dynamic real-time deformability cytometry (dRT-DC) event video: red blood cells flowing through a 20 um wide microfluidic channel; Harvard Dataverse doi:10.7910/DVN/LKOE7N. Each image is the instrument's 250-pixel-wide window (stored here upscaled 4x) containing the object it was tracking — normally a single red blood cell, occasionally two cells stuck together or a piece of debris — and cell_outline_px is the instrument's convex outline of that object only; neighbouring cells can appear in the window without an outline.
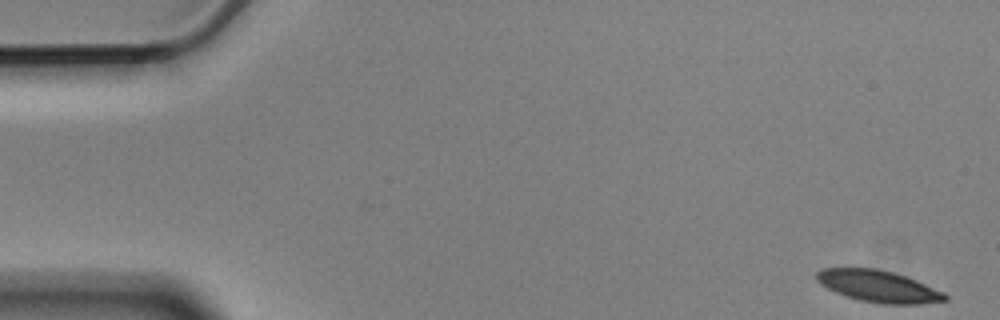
{"species": "Egyptian fruit bat (a non-hibernating species)", "species_latin": "Rousettus aegyptiacus", "temperature_condition": "cold", "stored_images_in_passage": 13, "camera_frame_rate_fps": 3000, "um_per_image_px": 0.085, "animal": {"sex": "male"}, "frame": {"image": 1, "passage_image": 1, "time_ms": 0.0, "image_size_px": [1000, 320], "cell_outline_px": [[948, 300], [920, 304], [880, 304], [860, 300], [836, 292], [820, 284], [816, 280], [816, 272], [824, 268], [876, 268], [908, 276], [944, 292], [948, 296]], "centroid_in_image_um": [74.69, 24.33], "position_along_channel_um": 10.3, "area_um2": 23.81}}
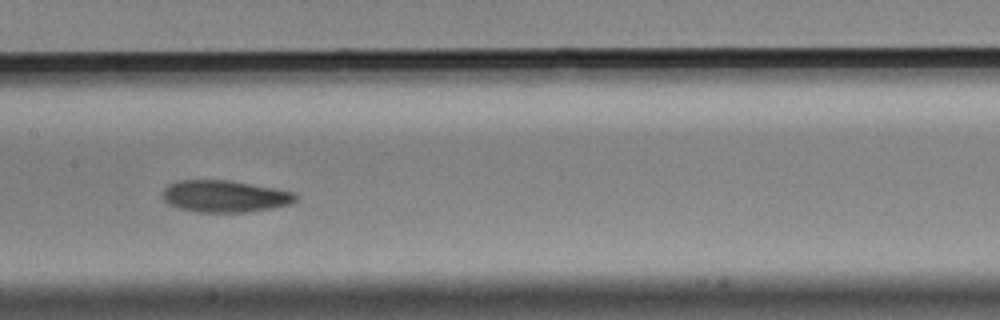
{"frame": {"image": 2, "passage_image": 7, "time_ms": 2.0, "image_size_px": [1000, 320], "cell_outline_px": [[300, 196], [296, 200], [288, 204], [272, 208], [248, 212], [200, 212], [180, 208], [168, 204], [160, 196], [160, 192], [168, 184], [180, 180], [232, 180], [276, 188], [296, 192]], "centroid_in_image_um": [19.11, 16.67], "position_along_channel_um": 188.3, "area_um2": 25.09}}
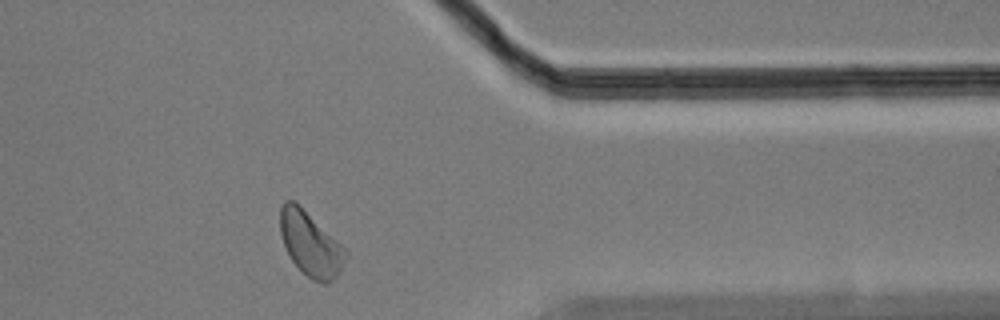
{"frame": {"image": 3, "passage_image": 12, "time_ms": 3.667, "image_size_px": [1000, 320], "cell_outline_px": [[348, 256], [340, 272], [328, 284], [324, 284], [312, 280], [292, 260], [284, 244], [280, 232], [280, 208], [284, 200], [296, 200], [348, 252]], "centroid_in_image_um": [26.39, 20.71], "position_along_channel_um": 385.0, "area_um2": 24.33}}